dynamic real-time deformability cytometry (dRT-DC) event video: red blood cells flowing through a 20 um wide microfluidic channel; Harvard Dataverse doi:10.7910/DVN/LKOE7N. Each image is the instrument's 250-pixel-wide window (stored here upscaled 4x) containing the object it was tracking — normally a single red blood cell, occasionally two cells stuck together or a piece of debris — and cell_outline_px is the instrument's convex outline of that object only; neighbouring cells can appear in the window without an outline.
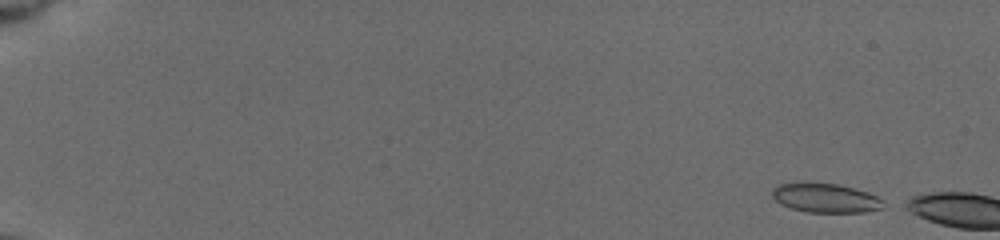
{"species": "common noctule bat (a hibernating species)", "species_latin": "Nyctalus noctula", "temperature_condition": "cold", "stored_images_in_passage": 14, "camera_frame_rate_fps": 3000, "um_per_image_px": 0.085, "animal": {"sex": "female", "body_mass_g": 19.5, "forearm_length_mm": 54.1}, "frame": {"image": 1, "passage_image": 2, "time_ms": 0.333, "image_size_px": [1000, 240], "cell_outline_px": [[892, 204], [884, 208], [864, 212], [808, 212], [792, 208], [780, 204], [772, 196], [772, 188], [780, 184], [836, 184], [868, 192]], "centroid_in_image_um": [70.27, 16.86], "position_along_channel_um": 14.7, "area_um2": 18.73}}